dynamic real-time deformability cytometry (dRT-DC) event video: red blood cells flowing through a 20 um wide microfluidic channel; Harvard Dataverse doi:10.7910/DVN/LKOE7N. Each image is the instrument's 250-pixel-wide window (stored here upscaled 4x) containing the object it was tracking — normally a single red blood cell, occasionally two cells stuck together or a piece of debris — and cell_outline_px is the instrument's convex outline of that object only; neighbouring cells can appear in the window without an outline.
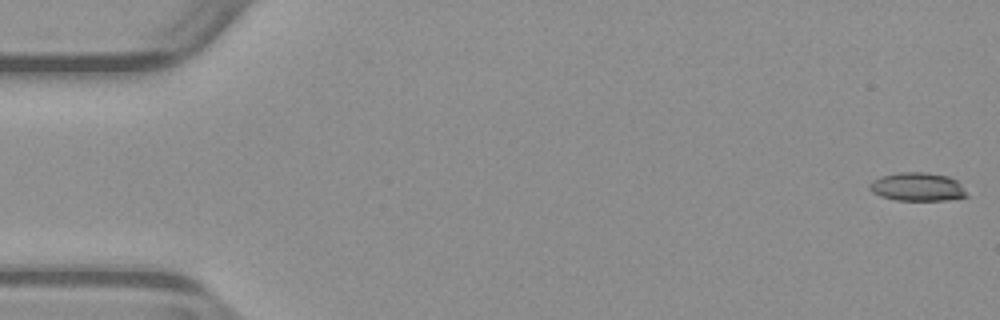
{"species": "common noctule bat (a hibernating species)", "species_latin": "Nyctalus noctula", "temperature_condition": "warm", "stored_images_in_passage": 53, "camera_frame_rate_fps": 3000, "um_per_image_px": 0.085, "animal": {"sex": "male", "body_mass_g": 23.1, "forearm_length_mm": 52.7}, "frame": {"image": 1, "passage_image": 1, "time_ms": 0.0, "image_size_px": [1000, 320], "cell_outline_px": [[968, 196], [944, 200], [896, 200], [880, 196], [872, 192], [868, 188], [868, 184], [872, 180], [880, 176], [900, 172], [924, 172], [948, 176], [956, 180], [960, 184]], "centroid_in_image_um": [77.92, 15.87], "position_along_channel_um": 7.1, "area_um2": 16.07}}
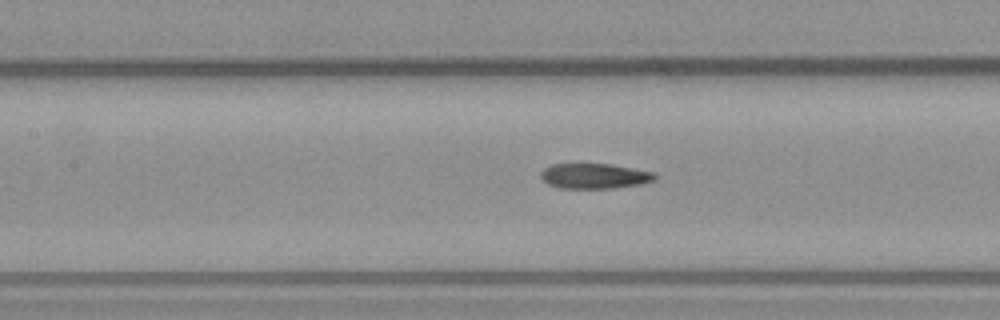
{"frame": {"image": 2, "passage_image": 24, "time_ms": 7.667, "image_size_px": [1000, 320], "cell_outline_px": [[656, 180], [640, 184], [612, 188], [560, 188], [548, 184], [540, 176], [540, 172], [544, 168], [552, 164], [580, 160], [612, 164], [656, 172]], "centroid_in_image_um": [50.5, 14.9], "position_along_channel_um": 156.9, "area_um2": 17.69}}
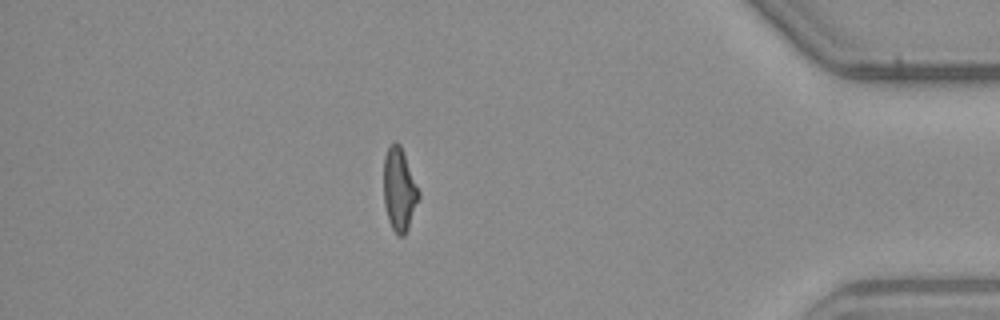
{"frame": {"image": 3, "passage_image": 46, "time_ms": 15.0, "image_size_px": [1000, 320], "cell_outline_px": [[420, 196], [408, 228], [404, 236], [396, 236], [388, 220], [384, 204], [384, 156], [388, 148], [396, 140], [400, 144], [420, 192]], "centroid_in_image_um": [33.93, 16.13], "position_along_channel_um": 401.3, "area_um2": 16.94}, "authors_computed_cell_mechanics": {"area_um2": 17.34, "velocity_mm_per_s": 3.9343, "shape_relaxation_time_tau1_ms": null, "shape_relaxation_time_tau2_ms": 3.8779, "deformation_change_tau1": null, "deformation_change_tau2": 0.1287}}